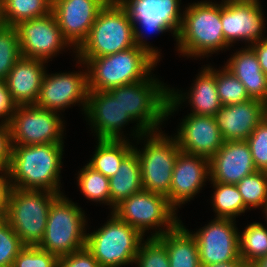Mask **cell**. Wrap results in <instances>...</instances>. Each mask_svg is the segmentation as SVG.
Listing matches in <instances>:
<instances>
[{
	"instance_id": "6da1fadb",
	"label": "cell",
	"mask_w": 267,
	"mask_h": 267,
	"mask_svg": "<svg viewBox=\"0 0 267 267\" xmlns=\"http://www.w3.org/2000/svg\"><path fill=\"white\" fill-rule=\"evenodd\" d=\"M64 143L11 145L7 168L13 188L60 191Z\"/></svg>"
},
{
	"instance_id": "7a4b0ae2",
	"label": "cell",
	"mask_w": 267,
	"mask_h": 267,
	"mask_svg": "<svg viewBox=\"0 0 267 267\" xmlns=\"http://www.w3.org/2000/svg\"><path fill=\"white\" fill-rule=\"evenodd\" d=\"M77 59L76 63L86 66L89 91H107L145 80L159 63L136 45L106 56Z\"/></svg>"
},
{
	"instance_id": "3957f363",
	"label": "cell",
	"mask_w": 267,
	"mask_h": 267,
	"mask_svg": "<svg viewBox=\"0 0 267 267\" xmlns=\"http://www.w3.org/2000/svg\"><path fill=\"white\" fill-rule=\"evenodd\" d=\"M222 30L221 3L207 0L193 2L183 11L182 24L176 37L177 51L183 57L204 58L205 55L209 57L210 53L231 48Z\"/></svg>"
},
{
	"instance_id": "277c9868",
	"label": "cell",
	"mask_w": 267,
	"mask_h": 267,
	"mask_svg": "<svg viewBox=\"0 0 267 267\" xmlns=\"http://www.w3.org/2000/svg\"><path fill=\"white\" fill-rule=\"evenodd\" d=\"M169 88L156 76L150 75L145 80L107 90L137 122L136 129L131 134L133 140L146 132H156L159 128L161 130L159 125L167 120Z\"/></svg>"
},
{
	"instance_id": "5b68a950",
	"label": "cell",
	"mask_w": 267,
	"mask_h": 267,
	"mask_svg": "<svg viewBox=\"0 0 267 267\" xmlns=\"http://www.w3.org/2000/svg\"><path fill=\"white\" fill-rule=\"evenodd\" d=\"M134 26L118 0H109L99 11L89 35L75 51L76 58H95L135 46Z\"/></svg>"
},
{
	"instance_id": "8992f818",
	"label": "cell",
	"mask_w": 267,
	"mask_h": 267,
	"mask_svg": "<svg viewBox=\"0 0 267 267\" xmlns=\"http://www.w3.org/2000/svg\"><path fill=\"white\" fill-rule=\"evenodd\" d=\"M85 215L77 203L60 194L51 203L39 248L60 257L86 247Z\"/></svg>"
},
{
	"instance_id": "52a82bcc",
	"label": "cell",
	"mask_w": 267,
	"mask_h": 267,
	"mask_svg": "<svg viewBox=\"0 0 267 267\" xmlns=\"http://www.w3.org/2000/svg\"><path fill=\"white\" fill-rule=\"evenodd\" d=\"M59 195L46 190L12 189L6 220L24 247H39L51 203Z\"/></svg>"
},
{
	"instance_id": "ba28073f",
	"label": "cell",
	"mask_w": 267,
	"mask_h": 267,
	"mask_svg": "<svg viewBox=\"0 0 267 267\" xmlns=\"http://www.w3.org/2000/svg\"><path fill=\"white\" fill-rule=\"evenodd\" d=\"M98 230L87 233L86 248L100 267L134 264L144 236L114 213Z\"/></svg>"
},
{
	"instance_id": "9c48e42d",
	"label": "cell",
	"mask_w": 267,
	"mask_h": 267,
	"mask_svg": "<svg viewBox=\"0 0 267 267\" xmlns=\"http://www.w3.org/2000/svg\"><path fill=\"white\" fill-rule=\"evenodd\" d=\"M118 1L127 10L133 22L135 45L150 53L160 62V51L153 46H149L148 42L146 43L144 34L147 32L149 34H163V32L170 31L176 39L183 20V12L181 13L182 9H180L181 0ZM138 26L141 27V30Z\"/></svg>"
},
{
	"instance_id": "30bf717a",
	"label": "cell",
	"mask_w": 267,
	"mask_h": 267,
	"mask_svg": "<svg viewBox=\"0 0 267 267\" xmlns=\"http://www.w3.org/2000/svg\"><path fill=\"white\" fill-rule=\"evenodd\" d=\"M135 140L146 143L141 151L133 145L140 162L143 189L167 197L174 164L181 151L177 140L174 135L168 136L160 130L146 132Z\"/></svg>"
},
{
	"instance_id": "8fae6325",
	"label": "cell",
	"mask_w": 267,
	"mask_h": 267,
	"mask_svg": "<svg viewBox=\"0 0 267 267\" xmlns=\"http://www.w3.org/2000/svg\"><path fill=\"white\" fill-rule=\"evenodd\" d=\"M111 212L143 236L147 230L157 229L149 237H160L181 221L167 197L145 189L122 200Z\"/></svg>"
},
{
	"instance_id": "7c38bea8",
	"label": "cell",
	"mask_w": 267,
	"mask_h": 267,
	"mask_svg": "<svg viewBox=\"0 0 267 267\" xmlns=\"http://www.w3.org/2000/svg\"><path fill=\"white\" fill-rule=\"evenodd\" d=\"M59 113L35 105H18L9 123L11 145L64 143V120Z\"/></svg>"
},
{
	"instance_id": "4fadbf2b",
	"label": "cell",
	"mask_w": 267,
	"mask_h": 267,
	"mask_svg": "<svg viewBox=\"0 0 267 267\" xmlns=\"http://www.w3.org/2000/svg\"><path fill=\"white\" fill-rule=\"evenodd\" d=\"M198 244L201 266L243 261L239 251V230L236 221L214 218L206 226L191 232Z\"/></svg>"
},
{
	"instance_id": "5bb4252c",
	"label": "cell",
	"mask_w": 267,
	"mask_h": 267,
	"mask_svg": "<svg viewBox=\"0 0 267 267\" xmlns=\"http://www.w3.org/2000/svg\"><path fill=\"white\" fill-rule=\"evenodd\" d=\"M18 33L21 55L48 63L59 52L71 47L63 38L54 14L21 21L14 26Z\"/></svg>"
},
{
	"instance_id": "9a60e30c",
	"label": "cell",
	"mask_w": 267,
	"mask_h": 267,
	"mask_svg": "<svg viewBox=\"0 0 267 267\" xmlns=\"http://www.w3.org/2000/svg\"><path fill=\"white\" fill-rule=\"evenodd\" d=\"M264 12L259 0L221 2V23L225 41L233 46L236 41H245L248 46L267 39L264 37Z\"/></svg>"
},
{
	"instance_id": "2e32d148",
	"label": "cell",
	"mask_w": 267,
	"mask_h": 267,
	"mask_svg": "<svg viewBox=\"0 0 267 267\" xmlns=\"http://www.w3.org/2000/svg\"><path fill=\"white\" fill-rule=\"evenodd\" d=\"M88 92L87 70L55 74L46 72L35 106L60 113L79 103L85 112Z\"/></svg>"
},
{
	"instance_id": "e0dca14e",
	"label": "cell",
	"mask_w": 267,
	"mask_h": 267,
	"mask_svg": "<svg viewBox=\"0 0 267 267\" xmlns=\"http://www.w3.org/2000/svg\"><path fill=\"white\" fill-rule=\"evenodd\" d=\"M109 0H53L52 13L63 38L77 50L89 35L99 11Z\"/></svg>"
},
{
	"instance_id": "ac0fdd59",
	"label": "cell",
	"mask_w": 267,
	"mask_h": 267,
	"mask_svg": "<svg viewBox=\"0 0 267 267\" xmlns=\"http://www.w3.org/2000/svg\"><path fill=\"white\" fill-rule=\"evenodd\" d=\"M84 114L92 131L96 133L97 140L126 139L121 130L134 121L124 111L119 100L114 99L107 91H89Z\"/></svg>"
},
{
	"instance_id": "d6986e66",
	"label": "cell",
	"mask_w": 267,
	"mask_h": 267,
	"mask_svg": "<svg viewBox=\"0 0 267 267\" xmlns=\"http://www.w3.org/2000/svg\"><path fill=\"white\" fill-rule=\"evenodd\" d=\"M207 180H210L209 159L180 151L167 196L169 204L177 211L200 192Z\"/></svg>"
},
{
	"instance_id": "ffe728a7",
	"label": "cell",
	"mask_w": 267,
	"mask_h": 267,
	"mask_svg": "<svg viewBox=\"0 0 267 267\" xmlns=\"http://www.w3.org/2000/svg\"><path fill=\"white\" fill-rule=\"evenodd\" d=\"M182 152L211 159L224 143L214 116L188 114L174 136Z\"/></svg>"
},
{
	"instance_id": "44dd1931",
	"label": "cell",
	"mask_w": 267,
	"mask_h": 267,
	"mask_svg": "<svg viewBox=\"0 0 267 267\" xmlns=\"http://www.w3.org/2000/svg\"><path fill=\"white\" fill-rule=\"evenodd\" d=\"M211 182L237 184L257 171L246 140L224 141L209 160Z\"/></svg>"
},
{
	"instance_id": "7402d4cb",
	"label": "cell",
	"mask_w": 267,
	"mask_h": 267,
	"mask_svg": "<svg viewBox=\"0 0 267 267\" xmlns=\"http://www.w3.org/2000/svg\"><path fill=\"white\" fill-rule=\"evenodd\" d=\"M267 115V104L250 99L223 105L214 117L224 141L246 140Z\"/></svg>"
},
{
	"instance_id": "603a6c76",
	"label": "cell",
	"mask_w": 267,
	"mask_h": 267,
	"mask_svg": "<svg viewBox=\"0 0 267 267\" xmlns=\"http://www.w3.org/2000/svg\"><path fill=\"white\" fill-rule=\"evenodd\" d=\"M187 93L169 88L167 117L171 116L183 102L187 101L194 115L214 116L223 106L217 93L214 68L207 64L194 80Z\"/></svg>"
},
{
	"instance_id": "cb8c5ba5",
	"label": "cell",
	"mask_w": 267,
	"mask_h": 267,
	"mask_svg": "<svg viewBox=\"0 0 267 267\" xmlns=\"http://www.w3.org/2000/svg\"><path fill=\"white\" fill-rule=\"evenodd\" d=\"M45 63L41 59L21 57L14 64L5 82L18 105H35L47 71Z\"/></svg>"
},
{
	"instance_id": "d4e9b609",
	"label": "cell",
	"mask_w": 267,
	"mask_h": 267,
	"mask_svg": "<svg viewBox=\"0 0 267 267\" xmlns=\"http://www.w3.org/2000/svg\"><path fill=\"white\" fill-rule=\"evenodd\" d=\"M224 67L241 81L251 99L267 104V75L262 71L258 57L250 46L231 55Z\"/></svg>"
},
{
	"instance_id": "484cf974",
	"label": "cell",
	"mask_w": 267,
	"mask_h": 267,
	"mask_svg": "<svg viewBox=\"0 0 267 267\" xmlns=\"http://www.w3.org/2000/svg\"><path fill=\"white\" fill-rule=\"evenodd\" d=\"M157 238L166 247L170 267H201L198 244L182 221Z\"/></svg>"
},
{
	"instance_id": "4316f807",
	"label": "cell",
	"mask_w": 267,
	"mask_h": 267,
	"mask_svg": "<svg viewBox=\"0 0 267 267\" xmlns=\"http://www.w3.org/2000/svg\"><path fill=\"white\" fill-rule=\"evenodd\" d=\"M110 208L142 190L141 167L133 149L121 162L116 174L109 178Z\"/></svg>"
},
{
	"instance_id": "83f0119b",
	"label": "cell",
	"mask_w": 267,
	"mask_h": 267,
	"mask_svg": "<svg viewBox=\"0 0 267 267\" xmlns=\"http://www.w3.org/2000/svg\"><path fill=\"white\" fill-rule=\"evenodd\" d=\"M130 139H98L94 155L87 163L107 178L113 177L122 160L134 149Z\"/></svg>"
},
{
	"instance_id": "f1b7e54d",
	"label": "cell",
	"mask_w": 267,
	"mask_h": 267,
	"mask_svg": "<svg viewBox=\"0 0 267 267\" xmlns=\"http://www.w3.org/2000/svg\"><path fill=\"white\" fill-rule=\"evenodd\" d=\"M53 0H2L1 23L15 26L21 21L46 16L52 12Z\"/></svg>"
},
{
	"instance_id": "f546056e",
	"label": "cell",
	"mask_w": 267,
	"mask_h": 267,
	"mask_svg": "<svg viewBox=\"0 0 267 267\" xmlns=\"http://www.w3.org/2000/svg\"><path fill=\"white\" fill-rule=\"evenodd\" d=\"M215 190L211 204L216 218L236 219L248 208L244 205L242 195L235 184L212 182Z\"/></svg>"
},
{
	"instance_id": "4dcf8cb0",
	"label": "cell",
	"mask_w": 267,
	"mask_h": 267,
	"mask_svg": "<svg viewBox=\"0 0 267 267\" xmlns=\"http://www.w3.org/2000/svg\"><path fill=\"white\" fill-rule=\"evenodd\" d=\"M239 251L240 258L248 267L267 256V227L259 222L247 225L243 232H239Z\"/></svg>"
},
{
	"instance_id": "1f68e13d",
	"label": "cell",
	"mask_w": 267,
	"mask_h": 267,
	"mask_svg": "<svg viewBox=\"0 0 267 267\" xmlns=\"http://www.w3.org/2000/svg\"><path fill=\"white\" fill-rule=\"evenodd\" d=\"M77 179L80 192L86 199L110 206L109 178L86 164L78 171Z\"/></svg>"
},
{
	"instance_id": "d6a6232c",
	"label": "cell",
	"mask_w": 267,
	"mask_h": 267,
	"mask_svg": "<svg viewBox=\"0 0 267 267\" xmlns=\"http://www.w3.org/2000/svg\"><path fill=\"white\" fill-rule=\"evenodd\" d=\"M242 195L244 205L252 208H264L267 202V172L255 171L236 184Z\"/></svg>"
},
{
	"instance_id": "836d02e7",
	"label": "cell",
	"mask_w": 267,
	"mask_h": 267,
	"mask_svg": "<svg viewBox=\"0 0 267 267\" xmlns=\"http://www.w3.org/2000/svg\"><path fill=\"white\" fill-rule=\"evenodd\" d=\"M214 75L222 105L238 104L251 99L241 81L225 67L221 70L214 68Z\"/></svg>"
},
{
	"instance_id": "e575fe53",
	"label": "cell",
	"mask_w": 267,
	"mask_h": 267,
	"mask_svg": "<svg viewBox=\"0 0 267 267\" xmlns=\"http://www.w3.org/2000/svg\"><path fill=\"white\" fill-rule=\"evenodd\" d=\"M21 57L16 28L0 24V80L6 79L14 64Z\"/></svg>"
},
{
	"instance_id": "d590c367",
	"label": "cell",
	"mask_w": 267,
	"mask_h": 267,
	"mask_svg": "<svg viewBox=\"0 0 267 267\" xmlns=\"http://www.w3.org/2000/svg\"><path fill=\"white\" fill-rule=\"evenodd\" d=\"M138 267H170L165 245L157 237H147L135 258Z\"/></svg>"
},
{
	"instance_id": "8d00e7d4",
	"label": "cell",
	"mask_w": 267,
	"mask_h": 267,
	"mask_svg": "<svg viewBox=\"0 0 267 267\" xmlns=\"http://www.w3.org/2000/svg\"><path fill=\"white\" fill-rule=\"evenodd\" d=\"M23 248L9 222L6 219L0 220V267H12L14 259Z\"/></svg>"
},
{
	"instance_id": "74e56055",
	"label": "cell",
	"mask_w": 267,
	"mask_h": 267,
	"mask_svg": "<svg viewBox=\"0 0 267 267\" xmlns=\"http://www.w3.org/2000/svg\"><path fill=\"white\" fill-rule=\"evenodd\" d=\"M258 171L267 172V115L246 139Z\"/></svg>"
},
{
	"instance_id": "f35d334b",
	"label": "cell",
	"mask_w": 267,
	"mask_h": 267,
	"mask_svg": "<svg viewBox=\"0 0 267 267\" xmlns=\"http://www.w3.org/2000/svg\"><path fill=\"white\" fill-rule=\"evenodd\" d=\"M59 257L39 247H24L12 267H58Z\"/></svg>"
},
{
	"instance_id": "ab89813d",
	"label": "cell",
	"mask_w": 267,
	"mask_h": 267,
	"mask_svg": "<svg viewBox=\"0 0 267 267\" xmlns=\"http://www.w3.org/2000/svg\"><path fill=\"white\" fill-rule=\"evenodd\" d=\"M58 267H100L93 254L86 248L72 252L58 259Z\"/></svg>"
},
{
	"instance_id": "60d3db41",
	"label": "cell",
	"mask_w": 267,
	"mask_h": 267,
	"mask_svg": "<svg viewBox=\"0 0 267 267\" xmlns=\"http://www.w3.org/2000/svg\"><path fill=\"white\" fill-rule=\"evenodd\" d=\"M18 104L14 101L5 80H0V119L1 123L9 124L15 115Z\"/></svg>"
},
{
	"instance_id": "b9f144b4",
	"label": "cell",
	"mask_w": 267,
	"mask_h": 267,
	"mask_svg": "<svg viewBox=\"0 0 267 267\" xmlns=\"http://www.w3.org/2000/svg\"><path fill=\"white\" fill-rule=\"evenodd\" d=\"M11 156V136L9 124L0 122V173L7 171Z\"/></svg>"
},
{
	"instance_id": "7bdbcfd3",
	"label": "cell",
	"mask_w": 267,
	"mask_h": 267,
	"mask_svg": "<svg viewBox=\"0 0 267 267\" xmlns=\"http://www.w3.org/2000/svg\"><path fill=\"white\" fill-rule=\"evenodd\" d=\"M0 174V220H3L6 219L9 197L13 187L8 172L3 171Z\"/></svg>"
},
{
	"instance_id": "ee69618b",
	"label": "cell",
	"mask_w": 267,
	"mask_h": 267,
	"mask_svg": "<svg viewBox=\"0 0 267 267\" xmlns=\"http://www.w3.org/2000/svg\"><path fill=\"white\" fill-rule=\"evenodd\" d=\"M250 47L256 53L262 71L267 75V39L255 42Z\"/></svg>"
},
{
	"instance_id": "f6af8a7d",
	"label": "cell",
	"mask_w": 267,
	"mask_h": 267,
	"mask_svg": "<svg viewBox=\"0 0 267 267\" xmlns=\"http://www.w3.org/2000/svg\"><path fill=\"white\" fill-rule=\"evenodd\" d=\"M201 267H248L243 261H231L225 263H219L210 266H201Z\"/></svg>"
},
{
	"instance_id": "bcb514c9",
	"label": "cell",
	"mask_w": 267,
	"mask_h": 267,
	"mask_svg": "<svg viewBox=\"0 0 267 267\" xmlns=\"http://www.w3.org/2000/svg\"><path fill=\"white\" fill-rule=\"evenodd\" d=\"M249 267H267V256L262 257V258L256 260Z\"/></svg>"
},
{
	"instance_id": "7dc6e473",
	"label": "cell",
	"mask_w": 267,
	"mask_h": 267,
	"mask_svg": "<svg viewBox=\"0 0 267 267\" xmlns=\"http://www.w3.org/2000/svg\"><path fill=\"white\" fill-rule=\"evenodd\" d=\"M262 211L265 213V218H266L265 221H267V202H266V204H265V206H264ZM266 224H267V222H266Z\"/></svg>"
},
{
	"instance_id": "c3c4849f",
	"label": "cell",
	"mask_w": 267,
	"mask_h": 267,
	"mask_svg": "<svg viewBox=\"0 0 267 267\" xmlns=\"http://www.w3.org/2000/svg\"><path fill=\"white\" fill-rule=\"evenodd\" d=\"M1 16H2V0H0V23H1Z\"/></svg>"
},
{
	"instance_id": "681fc988",
	"label": "cell",
	"mask_w": 267,
	"mask_h": 267,
	"mask_svg": "<svg viewBox=\"0 0 267 267\" xmlns=\"http://www.w3.org/2000/svg\"><path fill=\"white\" fill-rule=\"evenodd\" d=\"M222 1L227 2V1H239V0H222Z\"/></svg>"
}]
</instances>
